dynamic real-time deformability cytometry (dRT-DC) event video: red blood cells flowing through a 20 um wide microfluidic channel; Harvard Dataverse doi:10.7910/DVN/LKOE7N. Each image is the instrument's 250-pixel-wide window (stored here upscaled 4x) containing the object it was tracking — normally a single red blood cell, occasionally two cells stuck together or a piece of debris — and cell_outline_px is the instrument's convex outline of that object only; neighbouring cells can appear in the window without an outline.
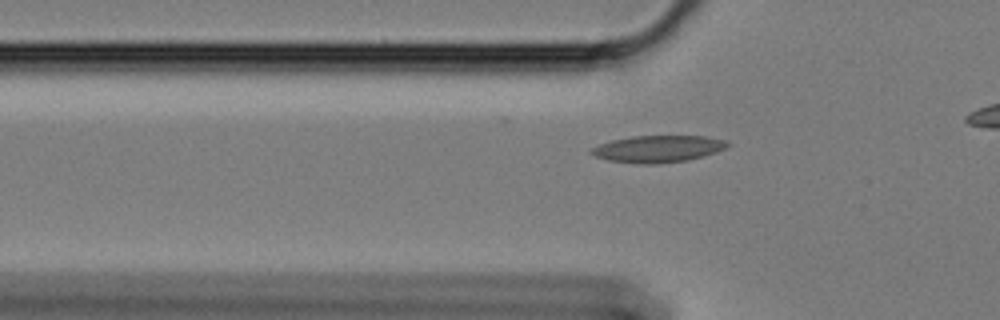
{"species": "Egyptian fruit bat (a non-hibernating species)", "species_latin": "Rousettus aegyptiacus", "temperature_condition": "cold", "stored_images_in_passage": 39, "camera_frame_rate_fps": 3000, "um_per_image_px": 0.085, "animal": {"sex": "female"}, "frame": {"image": 1, "passage_image": 4, "time_ms": 1.0, "image_size_px": [1000, 320], "cell_outline_px": [[732, 144], [728, 148], [716, 152], [688, 160], [656, 164], [644, 164], [608, 160], [596, 156], [588, 152], [592, 148], [600, 144], [612, 140], [632, 136], [708, 136], [728, 140]], "centroid_in_image_um": [56.0, 12.64], "position_along_channel_um": 69.8, "area_um2": 21.44}}
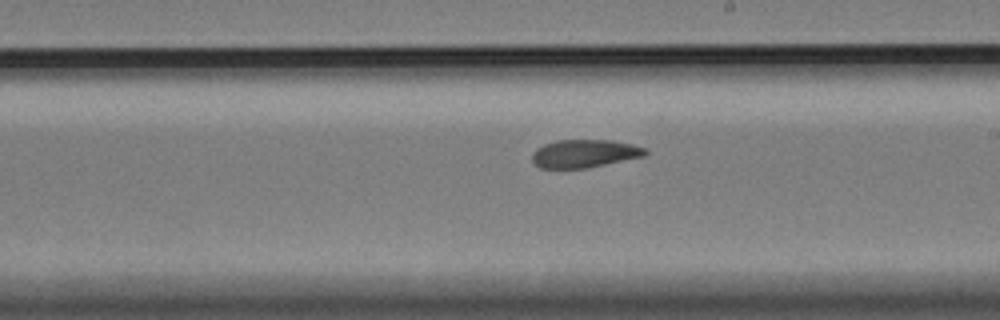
{"frame": {"image": 2, "passage_image": 19, "time_ms": 6.0, "image_size_px": [1000, 320], "cell_outline_px": [[648, 152], [644, 156], [588, 168], [540, 168], [532, 160], [532, 152], [536, 148], [544, 144], [556, 140], [612, 140], [632, 144], [648, 148]], "centroid_in_image_um": [49.69, 13.04], "position_along_channel_um": 239.3, "area_um2": 18.61}}
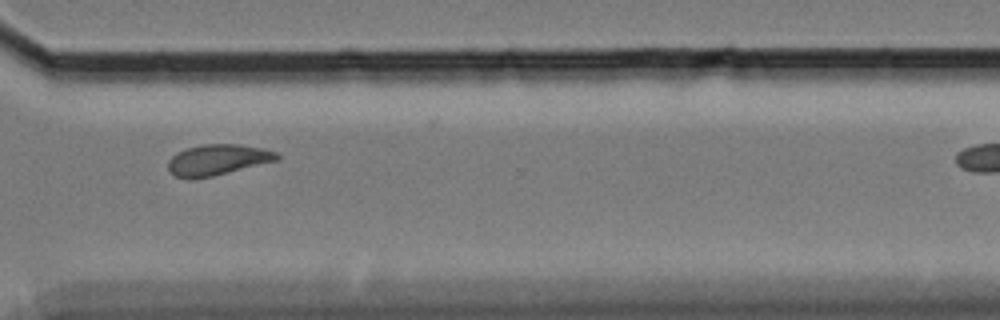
{"frame": {"image": 3, "passage_image": 29, "time_ms": 9.333, "image_size_px": [1000, 320], "cell_outline_px": [[280, 160], [212, 176], [192, 180], [188, 180], [176, 176], [168, 168], [168, 160], [176, 152], [200, 144], [240, 144], [264, 148], [276, 152], [280, 156]], "centroid_in_image_um": [18.51, 13.58], "position_along_channel_um": 352.1, "area_um2": 19.77}, "authors_computed_cell_mechanics": {"area_um2": 18.9584, "velocity_mm_per_s": 3.3775, "shape_relaxation_time_tau1_ms": 8.0199, "shape_relaxation_time_tau2_ms": 3.2659, "deformation_change_tau1": 0.1572, "deformation_change_tau2": 0.0793}}